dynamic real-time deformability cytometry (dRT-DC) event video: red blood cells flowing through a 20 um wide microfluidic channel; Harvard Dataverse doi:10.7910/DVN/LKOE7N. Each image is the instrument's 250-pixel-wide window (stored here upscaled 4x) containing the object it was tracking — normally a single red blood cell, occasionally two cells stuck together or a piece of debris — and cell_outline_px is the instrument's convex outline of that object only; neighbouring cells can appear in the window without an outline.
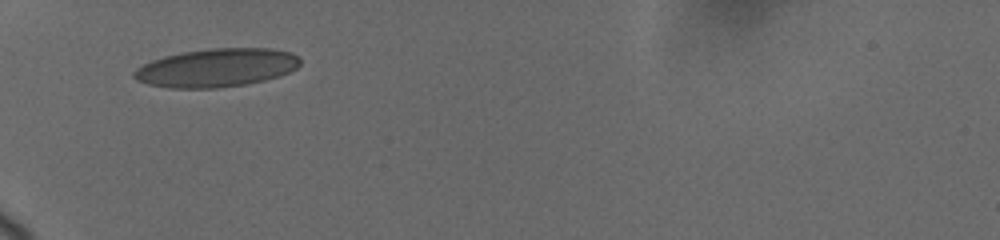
{"species": "human", "species_latin": "Homo sapiens", "temperature_condition": "cold", "stored_images_in_passage": 8, "camera_frame_rate_fps": 3000, "um_per_image_px": 0.085, "donor": {"sex": "female"}, "frame": {"image": 1, "passage_image": 1, "time_ms": 0.0, "image_size_px": [1000, 240], "cell_outline_px": [[300, 64], [296, 68], [280, 76], [264, 80], [244, 84], [216, 88], [168, 88], [148, 84], [136, 80], [132, 76], [132, 72], [136, 68], [152, 60], [164, 56], [184, 52], [208, 48], [272, 48], [292, 52], [300, 56]], "centroid_in_image_um": [18.41, 5.75], "position_along_channel_um": 66.6, "area_um2": 37.34}}
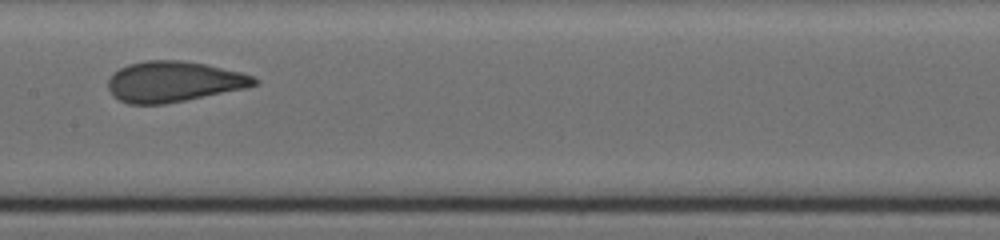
{"frame": {"image": 2, "passage_image": 5, "time_ms": 3.667, "image_size_px": [1000, 240], "cell_outline_px": [[260, 80], [256, 84], [248, 88], [164, 104], [128, 104], [120, 100], [108, 88], [108, 80], [112, 72], [128, 64], [144, 60], [184, 60], [204, 64], [240, 72], [256, 76]], "centroid_in_image_um": [14.78, 6.93], "position_along_channel_um": 192.6, "area_um2": 34.68}}
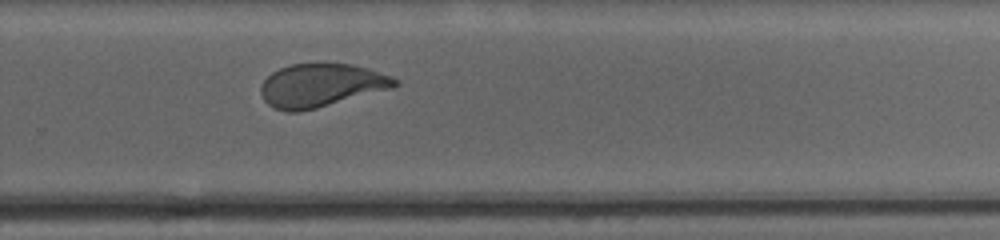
{"frame": {"image": 3, "passage_image": 8, "time_ms": 6.667, "image_size_px": [1000, 240], "cell_outline_px": [[400, 84], [392, 88], [316, 108], [300, 112], [288, 112], [272, 108], [264, 100], [260, 92], [260, 84], [272, 72], [280, 68], [292, 64], [324, 60], [352, 64], [368, 68], [392, 76]], "centroid_in_image_um": [27.27, 7.21], "position_along_channel_um": 302.5, "area_um2": 34.56}}